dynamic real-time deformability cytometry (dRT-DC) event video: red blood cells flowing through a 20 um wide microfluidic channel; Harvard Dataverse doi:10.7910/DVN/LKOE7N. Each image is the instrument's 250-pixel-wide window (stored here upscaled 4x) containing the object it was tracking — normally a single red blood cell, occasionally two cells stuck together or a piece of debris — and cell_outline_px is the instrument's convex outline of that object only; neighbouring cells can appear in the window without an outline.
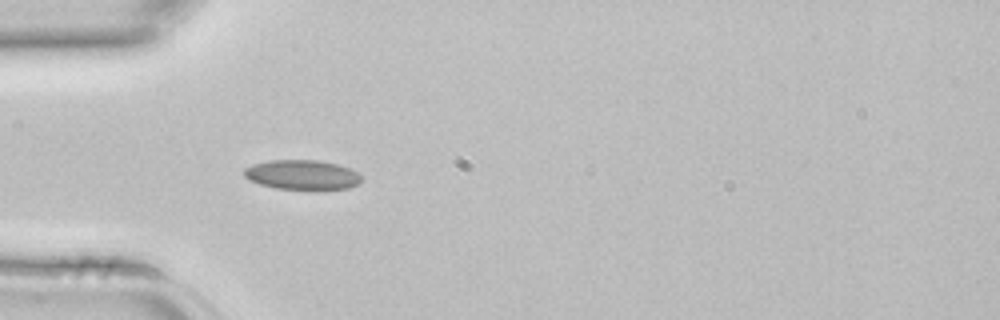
{"species": "common noctule bat (a hibernating species)", "species_latin": "Nyctalus noctula", "temperature_condition": "room temperature", "stored_images_in_passage": 2, "camera_frame_rate_fps": 3000, "um_per_image_px": 0.085, "animal": {"sex": "female", "body_mass_g": 22.7, "forearm_length_mm": 54.2}, "frame": {"image": 1, "passage_image": 2, "time_ms": 0.333, "image_size_px": [1000, 320], "cell_outline_px": [[360, 184], [348, 188], [276, 188], [260, 184], [244, 176], [244, 168], [252, 164], [268, 160], [316, 160], [336, 164], [348, 168], [356, 172], [360, 176]], "centroid_in_image_um": [25.65, 14.83], "position_along_channel_um": 59.4, "area_um2": 19.77}}